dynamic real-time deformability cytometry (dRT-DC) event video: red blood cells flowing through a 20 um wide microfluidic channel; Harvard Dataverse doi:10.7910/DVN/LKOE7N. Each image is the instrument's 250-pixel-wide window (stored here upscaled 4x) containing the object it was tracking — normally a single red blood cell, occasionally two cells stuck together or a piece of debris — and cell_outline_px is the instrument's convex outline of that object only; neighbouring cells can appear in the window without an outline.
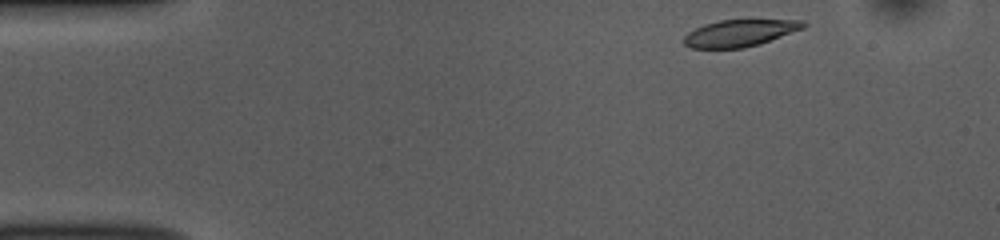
{"species": "common noctule bat (a hibernating species)", "species_latin": "Nyctalus noctula", "temperature_condition": "room temperature", "stored_images_in_passage": 46, "camera_frame_rate_fps": 3000, "um_per_image_px": 0.085, "animal": {"sex": "female", "body_mass_g": 10.0, "forearm_length_mm": 53.1}, "frame": {"image": 1, "passage_image": 1, "time_ms": 0.0, "image_size_px": [1000, 240], "cell_outline_px": [[808, 24], [804, 28], [760, 44], [744, 48], [692, 48], [684, 44], [680, 40], [688, 32], [704, 24], [720, 20], [804, 20]], "centroid_in_image_um": [62.87, 2.81], "position_along_channel_um": 22.1, "area_um2": 18.79}}
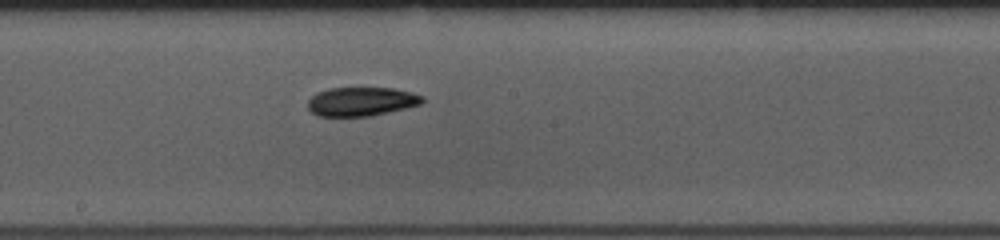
{"frame": {"image": 2, "passage_image": 22, "time_ms": 7.0, "image_size_px": [1000, 240], "cell_outline_px": [[424, 100], [420, 104], [372, 116], [316, 116], [308, 108], [308, 100], [316, 92], [328, 88], [392, 88], [412, 92], [424, 96]], "centroid_in_image_um": [30.69, 8.62], "position_along_channel_um": 217.5, "area_um2": 19.31}}
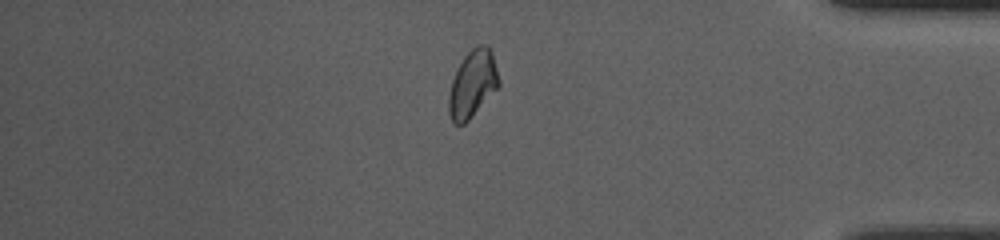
{"frame": {"image": 3, "passage_image": 38, "time_ms": 12.333, "image_size_px": [1000, 240], "cell_outline_px": [[500, 84], [468, 120], [464, 124], [456, 124], [452, 120], [448, 112], [448, 96], [452, 80], [464, 56], [476, 44], [488, 44], [492, 52], [500, 80]], "centroid_in_image_um": [40.17, 7.09], "position_along_channel_um": 395.0, "area_um2": 19.36}, "authors_computed_cell_mechanics": {"area_um2": 19.941, "velocity_mm_per_s": 3.8767, "shape_relaxation_time_tau1_ms": 7.6285, "shape_relaxation_time_tau2_ms": null, "deformation_change_tau1": 0.1612, "deformation_change_tau2": null}}